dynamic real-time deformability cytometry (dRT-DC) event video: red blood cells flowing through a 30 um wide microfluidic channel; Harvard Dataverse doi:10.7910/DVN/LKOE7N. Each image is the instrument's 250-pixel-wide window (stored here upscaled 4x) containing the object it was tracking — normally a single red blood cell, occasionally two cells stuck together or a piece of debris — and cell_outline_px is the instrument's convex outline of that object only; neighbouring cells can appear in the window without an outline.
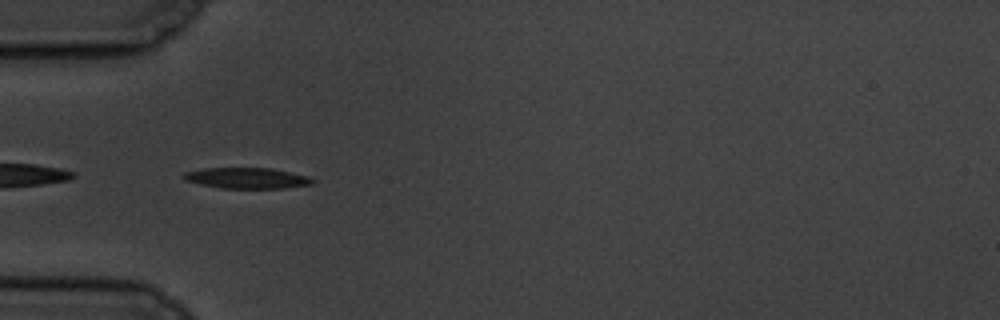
{"species": "common noctule bat (a hibernating species)", "species_latin": "Nyctalus noctula", "temperature_condition": "cold", "stored_images_in_passage": 42, "camera_frame_rate_fps": 3000, "um_per_image_px": 0.085, "animal": {"sex": "male", "body_mass_g": 19.5, "forearm_length_mm": 54.6}, "frame": {"image": 1, "passage_image": 2, "time_ms": 0.333, "image_size_px": [1000, 320], "cell_outline_px": [[316, 180], [312, 184], [284, 188], [220, 188], [200, 184], [184, 180], [180, 176], [184, 172], [204, 168], [272, 168], [308, 176]], "centroid_in_image_um": [20.96, 15.13], "position_along_channel_um": 64.0, "area_um2": 15.72}}
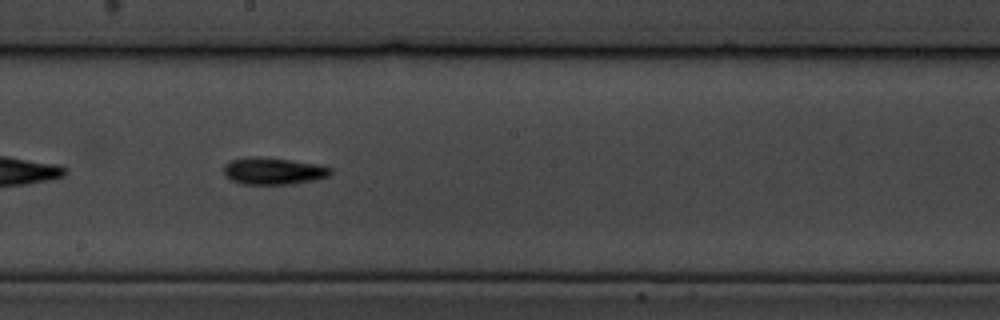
{"frame": {"image": 2, "passage_image": 16, "time_ms": 5.0, "image_size_px": [1000, 320], "cell_outline_px": [[332, 176], [316, 180], [292, 184], [240, 184], [224, 176], [224, 164], [228, 160], [288, 160], [316, 164], [332, 168]], "centroid_in_image_um": [23.3, 14.6], "position_along_channel_um": 224.9, "area_um2": 16.07}}
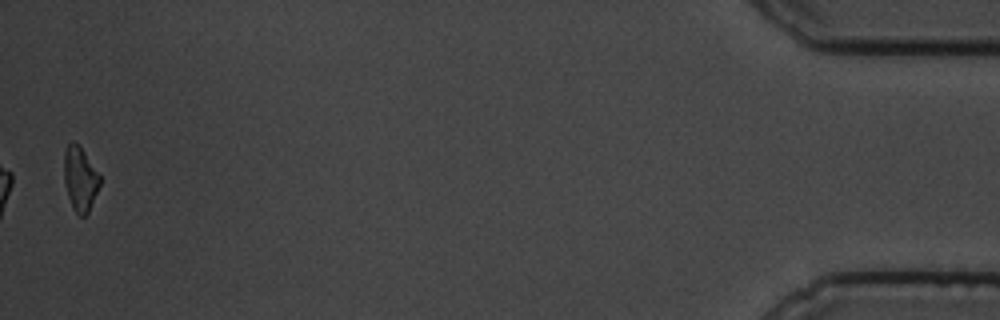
{"frame": {"image": 3, "passage_image": 41, "time_ms": 13.333, "image_size_px": [1000, 320], "cell_outline_px": [[100, 184], [88, 212], [84, 216], [80, 216], [72, 208], [64, 184], [64, 152], [68, 144], [72, 140], [80, 144], [100, 176]], "centroid_in_image_um": [6.79, 15.16], "position_along_channel_um": 428.4, "area_um2": 13.47}, "authors_computed_cell_mechanics": {"area_um2": 15.1725, "velocity_mm_per_s": 3.4878, "shape_relaxation_time_tau1_ms": 2.6933, "shape_relaxation_time_tau2_ms": null, "deformation_change_tau1": 0.1255, "deformation_change_tau2": null}}